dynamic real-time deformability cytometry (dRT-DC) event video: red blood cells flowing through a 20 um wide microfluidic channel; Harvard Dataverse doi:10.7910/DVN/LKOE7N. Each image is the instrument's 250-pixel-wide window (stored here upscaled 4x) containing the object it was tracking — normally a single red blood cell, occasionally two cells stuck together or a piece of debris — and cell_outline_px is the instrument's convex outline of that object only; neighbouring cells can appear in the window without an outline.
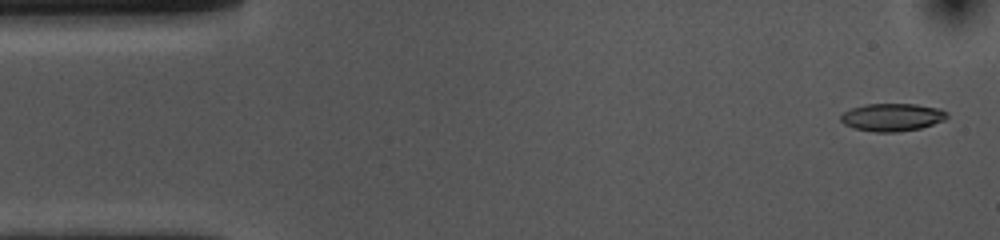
{"species": "common noctule bat (a hibernating species)", "species_latin": "Nyctalus noctula", "temperature_condition": "cold", "stored_images_in_passage": 10, "camera_frame_rate_fps": 3000, "um_per_image_px": 0.085, "animal": {"sex": "female", "body_mass_g": 10.0, "forearm_length_mm": 53.1}, "frame": {"image": 1, "passage_image": 2, "time_ms": 0.333, "image_size_px": [1000, 240], "cell_outline_px": [[948, 116], [944, 120], [920, 128], [896, 132], [876, 132], [856, 128], [844, 124], [840, 120], [840, 116], [844, 112], [852, 108], [864, 104], [916, 104], [940, 108], [948, 112]], "centroid_in_image_um": [75.85, 9.95], "position_along_channel_um": 9.2, "area_um2": 17.11}}